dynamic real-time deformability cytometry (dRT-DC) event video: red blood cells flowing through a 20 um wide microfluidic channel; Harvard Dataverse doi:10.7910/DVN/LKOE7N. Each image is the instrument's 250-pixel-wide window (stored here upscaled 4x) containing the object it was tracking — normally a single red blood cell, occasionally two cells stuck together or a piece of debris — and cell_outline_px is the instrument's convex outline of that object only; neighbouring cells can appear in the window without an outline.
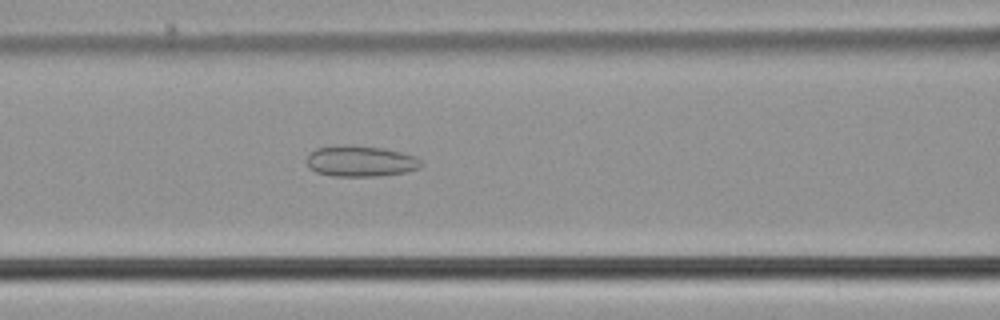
{"species": "common noctule bat (a hibernating species)", "species_latin": "Nyctalus noctula", "temperature_condition": "cold", "stored_images_in_passage": 55, "camera_frame_rate_fps": 3000, "um_per_image_px": 0.085, "animal": {"sex": "male", "body_mass_g": 21.5, "forearm_length_mm": 52.0}, "frame": {"image": 1, "passage_image": 24, "time_ms": 7.667, "image_size_px": [1000, 320], "cell_outline_px": [[424, 164], [420, 168], [404, 172], [380, 176], [332, 176], [316, 172], [308, 168], [308, 156], [316, 148], [348, 144], [352, 144], [384, 148], [416, 156]], "centroid_in_image_um": [30.67, 13.69], "position_along_channel_um": 135.9, "area_um2": 20.75}}
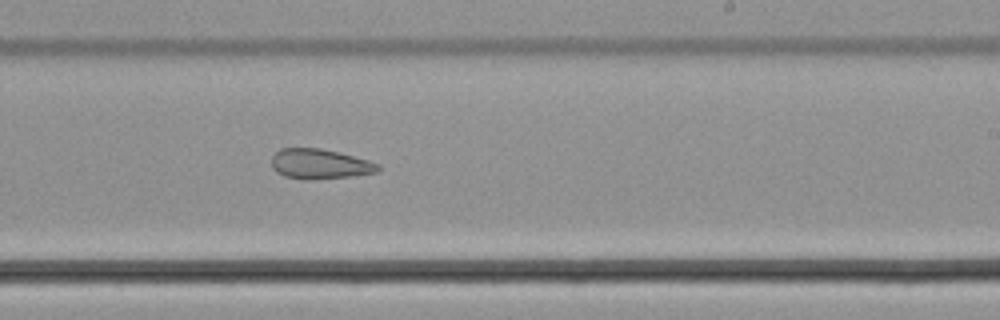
{"frame": {"image": 2, "passage_image": 34, "time_ms": 11.0, "image_size_px": [1000, 320], "cell_outline_px": [[380, 168], [376, 172], [352, 176], [312, 180], [304, 180], [284, 176], [276, 172], [272, 168], [272, 156], [280, 148], [320, 148], [340, 152], [368, 160], [380, 164]], "centroid_in_image_um": [27.17, 13.94], "position_along_channel_um": 261.8, "area_um2": 18.79}}
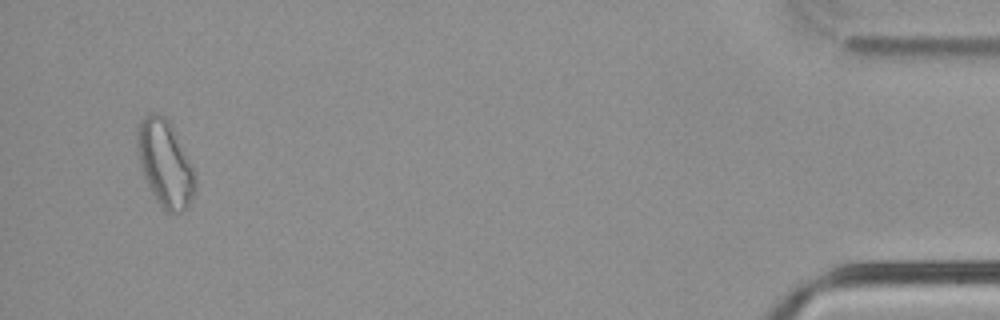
{"frame": {"image": 3, "passage_image": 53, "time_ms": 17.333, "image_size_px": [1000, 320], "cell_outline_px": [[196, 184], [188, 208], [180, 212], [168, 212], [156, 200], [144, 176], [136, 152], [136, 132], [140, 120], [148, 112], [156, 112], [164, 116], [168, 120], [196, 172]], "centroid_in_image_um": [14.01, 13.86], "position_along_channel_um": 421.2, "area_um2": 29.13}, "authors_computed_cell_mechanics": {"area_um2": 24.854, "velocity_mm_per_s": 3.7867, "shape_relaxation_time_tau1_ms": null, "shape_relaxation_time_tau2_ms": 6.8086, "deformation_change_tau1": null, "deformation_change_tau2": 0.1701}}